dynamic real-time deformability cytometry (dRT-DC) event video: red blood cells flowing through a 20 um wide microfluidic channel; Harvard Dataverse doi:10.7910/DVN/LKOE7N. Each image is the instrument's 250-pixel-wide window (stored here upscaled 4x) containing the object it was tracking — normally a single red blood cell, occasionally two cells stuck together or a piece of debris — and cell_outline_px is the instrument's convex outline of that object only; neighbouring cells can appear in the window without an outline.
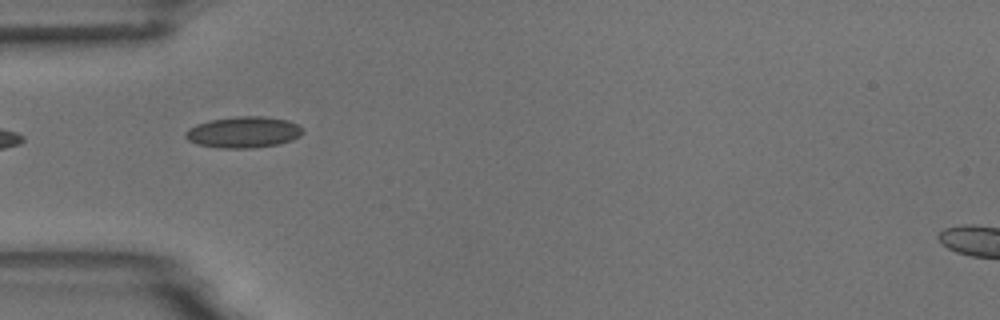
{"species": "common noctule bat (a hibernating species)", "species_latin": "Nyctalus noctula", "temperature_condition": "room temperature", "stored_images_in_passage": 15, "camera_frame_rate_fps": 3000, "um_per_image_px": 0.085, "animal": {"sex": "male", "body_mass_g": 18.8}, "frame": {"image": 1, "passage_image": 5, "time_ms": 5.333, "image_size_px": [1000, 320], "cell_outline_px": [[304, 132], [300, 136], [292, 140], [280, 144], [252, 148], [220, 148], [196, 144], [188, 140], [184, 136], [184, 132], [188, 128], [196, 124], [208, 120], [236, 116], [264, 116], [288, 120], [304, 128]], "centroid_in_image_um": [20.69, 11.23], "position_along_channel_um": 64.3, "area_um2": 21.68}}
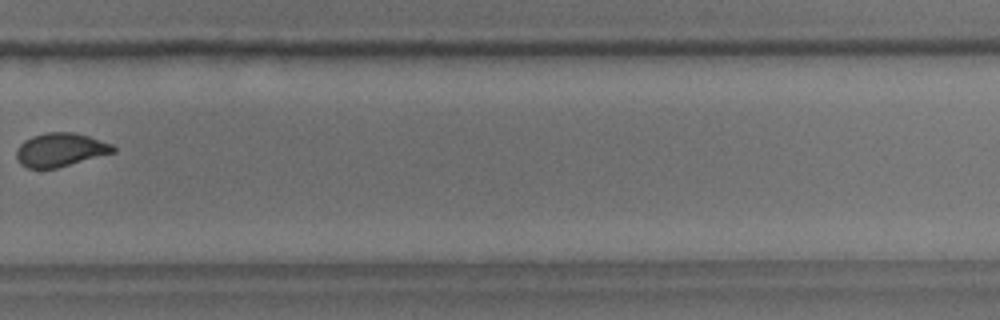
{"frame": {"image": 2, "passage_image": 11, "time_ms": 12.333, "image_size_px": [1000, 320], "cell_outline_px": [[116, 152], [56, 168], [28, 168], [20, 164], [16, 156], [16, 152], [20, 144], [24, 140], [32, 136], [48, 132], [72, 132], [88, 136], [112, 144], [116, 148]], "centroid_in_image_um": [5.13, 12.73], "position_along_channel_um": 324.7, "area_um2": 18.84}}
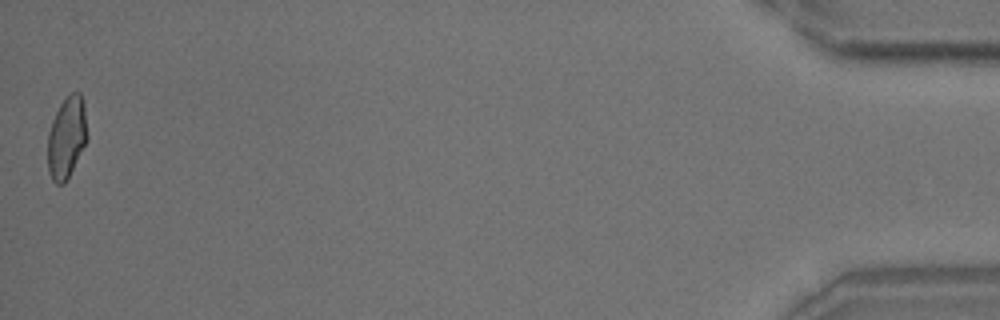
{"frame": {"image": 3, "passage_image": 15, "time_ms": 17.667, "image_size_px": [1000, 320], "cell_outline_px": [[88, 140], [64, 184], [56, 184], [52, 180], [48, 172], [48, 132], [52, 120], [60, 104], [72, 92], [80, 92], [84, 104], [88, 136]], "centroid_in_image_um": [5.67, 11.69], "position_along_channel_um": 429.5, "area_um2": 18.84}, "authors_computed_cell_mechanics": {"area_um2": 19.652, "velocity_mm_per_s": 3.7314, "shape_relaxation_time_tau1_ms": 4.0859, "shape_relaxation_time_tau2_ms": 0.9891, "deformation_change_tau1": 0.1072, "deformation_change_tau2": 0.0372}}